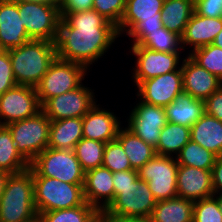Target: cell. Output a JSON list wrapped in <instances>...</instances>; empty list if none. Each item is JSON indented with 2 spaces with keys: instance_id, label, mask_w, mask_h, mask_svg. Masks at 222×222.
Returning a JSON list of instances; mask_svg holds the SVG:
<instances>
[{
  "instance_id": "1",
  "label": "cell",
  "mask_w": 222,
  "mask_h": 222,
  "mask_svg": "<svg viewBox=\"0 0 222 222\" xmlns=\"http://www.w3.org/2000/svg\"><path fill=\"white\" fill-rule=\"evenodd\" d=\"M57 57L86 68L104 55L118 37L117 26L94 9L60 12Z\"/></svg>"
},
{
  "instance_id": "2",
  "label": "cell",
  "mask_w": 222,
  "mask_h": 222,
  "mask_svg": "<svg viewBox=\"0 0 222 222\" xmlns=\"http://www.w3.org/2000/svg\"><path fill=\"white\" fill-rule=\"evenodd\" d=\"M17 85L36 87L57 57L56 45L47 40H30L9 50Z\"/></svg>"
},
{
  "instance_id": "3",
  "label": "cell",
  "mask_w": 222,
  "mask_h": 222,
  "mask_svg": "<svg viewBox=\"0 0 222 222\" xmlns=\"http://www.w3.org/2000/svg\"><path fill=\"white\" fill-rule=\"evenodd\" d=\"M37 218L32 171L10 174L0 198V222H30Z\"/></svg>"
},
{
  "instance_id": "4",
  "label": "cell",
  "mask_w": 222,
  "mask_h": 222,
  "mask_svg": "<svg viewBox=\"0 0 222 222\" xmlns=\"http://www.w3.org/2000/svg\"><path fill=\"white\" fill-rule=\"evenodd\" d=\"M37 213L70 209L85 202L83 184H69L44 176H33Z\"/></svg>"
},
{
  "instance_id": "5",
  "label": "cell",
  "mask_w": 222,
  "mask_h": 222,
  "mask_svg": "<svg viewBox=\"0 0 222 222\" xmlns=\"http://www.w3.org/2000/svg\"><path fill=\"white\" fill-rule=\"evenodd\" d=\"M29 169L33 176L56 178L69 184H84L85 172L74 150L47 147L30 163Z\"/></svg>"
},
{
  "instance_id": "6",
  "label": "cell",
  "mask_w": 222,
  "mask_h": 222,
  "mask_svg": "<svg viewBox=\"0 0 222 222\" xmlns=\"http://www.w3.org/2000/svg\"><path fill=\"white\" fill-rule=\"evenodd\" d=\"M163 3L164 0H126L124 15L117 26L118 34L125 31L134 37V44H138L149 32L162 28Z\"/></svg>"
},
{
  "instance_id": "7",
  "label": "cell",
  "mask_w": 222,
  "mask_h": 222,
  "mask_svg": "<svg viewBox=\"0 0 222 222\" xmlns=\"http://www.w3.org/2000/svg\"><path fill=\"white\" fill-rule=\"evenodd\" d=\"M51 120L41 110L35 116L7 125L17 151L30 164L49 144Z\"/></svg>"
},
{
  "instance_id": "8",
  "label": "cell",
  "mask_w": 222,
  "mask_h": 222,
  "mask_svg": "<svg viewBox=\"0 0 222 222\" xmlns=\"http://www.w3.org/2000/svg\"><path fill=\"white\" fill-rule=\"evenodd\" d=\"M19 16L31 39L56 42L61 13L47 1H17Z\"/></svg>"
},
{
  "instance_id": "9",
  "label": "cell",
  "mask_w": 222,
  "mask_h": 222,
  "mask_svg": "<svg viewBox=\"0 0 222 222\" xmlns=\"http://www.w3.org/2000/svg\"><path fill=\"white\" fill-rule=\"evenodd\" d=\"M156 203L148 182L138 178L133 186L114 187V200L102 213L105 216L150 217Z\"/></svg>"
},
{
  "instance_id": "10",
  "label": "cell",
  "mask_w": 222,
  "mask_h": 222,
  "mask_svg": "<svg viewBox=\"0 0 222 222\" xmlns=\"http://www.w3.org/2000/svg\"><path fill=\"white\" fill-rule=\"evenodd\" d=\"M87 68L79 63L58 57L50 65L47 73L35 87L41 106L52 97L78 88L84 80Z\"/></svg>"
},
{
  "instance_id": "11",
  "label": "cell",
  "mask_w": 222,
  "mask_h": 222,
  "mask_svg": "<svg viewBox=\"0 0 222 222\" xmlns=\"http://www.w3.org/2000/svg\"><path fill=\"white\" fill-rule=\"evenodd\" d=\"M177 171L178 164L173 156L155 155L138 170V177L148 182L158 202L177 197Z\"/></svg>"
},
{
  "instance_id": "12",
  "label": "cell",
  "mask_w": 222,
  "mask_h": 222,
  "mask_svg": "<svg viewBox=\"0 0 222 222\" xmlns=\"http://www.w3.org/2000/svg\"><path fill=\"white\" fill-rule=\"evenodd\" d=\"M42 110L36 88L28 85H16L0 95V125L35 116Z\"/></svg>"
},
{
  "instance_id": "13",
  "label": "cell",
  "mask_w": 222,
  "mask_h": 222,
  "mask_svg": "<svg viewBox=\"0 0 222 222\" xmlns=\"http://www.w3.org/2000/svg\"><path fill=\"white\" fill-rule=\"evenodd\" d=\"M91 89L82 84L71 91L49 98L42 106V111L51 120L82 118L95 104Z\"/></svg>"
},
{
  "instance_id": "14",
  "label": "cell",
  "mask_w": 222,
  "mask_h": 222,
  "mask_svg": "<svg viewBox=\"0 0 222 222\" xmlns=\"http://www.w3.org/2000/svg\"><path fill=\"white\" fill-rule=\"evenodd\" d=\"M130 114L127 128L156 148L161 130L167 124L164 107L141 101Z\"/></svg>"
},
{
  "instance_id": "15",
  "label": "cell",
  "mask_w": 222,
  "mask_h": 222,
  "mask_svg": "<svg viewBox=\"0 0 222 222\" xmlns=\"http://www.w3.org/2000/svg\"><path fill=\"white\" fill-rule=\"evenodd\" d=\"M137 87V95L141 96L142 101L165 107L183 93L181 67L176 71L144 80Z\"/></svg>"
},
{
  "instance_id": "16",
  "label": "cell",
  "mask_w": 222,
  "mask_h": 222,
  "mask_svg": "<svg viewBox=\"0 0 222 222\" xmlns=\"http://www.w3.org/2000/svg\"><path fill=\"white\" fill-rule=\"evenodd\" d=\"M131 49L137 58V68L133 73L136 86L144 80L179 69L177 67L179 65V52H158L144 46H132Z\"/></svg>"
},
{
  "instance_id": "17",
  "label": "cell",
  "mask_w": 222,
  "mask_h": 222,
  "mask_svg": "<svg viewBox=\"0 0 222 222\" xmlns=\"http://www.w3.org/2000/svg\"><path fill=\"white\" fill-rule=\"evenodd\" d=\"M177 196L192 202L215 195L212 187V170L178 165Z\"/></svg>"
},
{
  "instance_id": "18",
  "label": "cell",
  "mask_w": 222,
  "mask_h": 222,
  "mask_svg": "<svg viewBox=\"0 0 222 222\" xmlns=\"http://www.w3.org/2000/svg\"><path fill=\"white\" fill-rule=\"evenodd\" d=\"M181 70L183 92L193 98L205 101L222 86V80L201 67L190 56L183 60Z\"/></svg>"
},
{
  "instance_id": "19",
  "label": "cell",
  "mask_w": 222,
  "mask_h": 222,
  "mask_svg": "<svg viewBox=\"0 0 222 222\" xmlns=\"http://www.w3.org/2000/svg\"><path fill=\"white\" fill-rule=\"evenodd\" d=\"M113 173L103 166L85 172L83 194L85 201L99 212L114 200ZM103 201L100 204V201Z\"/></svg>"
},
{
  "instance_id": "20",
  "label": "cell",
  "mask_w": 222,
  "mask_h": 222,
  "mask_svg": "<svg viewBox=\"0 0 222 222\" xmlns=\"http://www.w3.org/2000/svg\"><path fill=\"white\" fill-rule=\"evenodd\" d=\"M32 40L19 16L16 0L0 3V50H10Z\"/></svg>"
},
{
  "instance_id": "21",
  "label": "cell",
  "mask_w": 222,
  "mask_h": 222,
  "mask_svg": "<svg viewBox=\"0 0 222 222\" xmlns=\"http://www.w3.org/2000/svg\"><path fill=\"white\" fill-rule=\"evenodd\" d=\"M94 105L83 117V138L108 143L116 140L120 130V121L107 110Z\"/></svg>"
},
{
  "instance_id": "22",
  "label": "cell",
  "mask_w": 222,
  "mask_h": 222,
  "mask_svg": "<svg viewBox=\"0 0 222 222\" xmlns=\"http://www.w3.org/2000/svg\"><path fill=\"white\" fill-rule=\"evenodd\" d=\"M222 30V18H209L193 12L181 37V45H191L193 50L210 45Z\"/></svg>"
},
{
  "instance_id": "23",
  "label": "cell",
  "mask_w": 222,
  "mask_h": 222,
  "mask_svg": "<svg viewBox=\"0 0 222 222\" xmlns=\"http://www.w3.org/2000/svg\"><path fill=\"white\" fill-rule=\"evenodd\" d=\"M164 109L167 122L190 128L205 114V103L183 92Z\"/></svg>"
},
{
  "instance_id": "24",
  "label": "cell",
  "mask_w": 222,
  "mask_h": 222,
  "mask_svg": "<svg viewBox=\"0 0 222 222\" xmlns=\"http://www.w3.org/2000/svg\"><path fill=\"white\" fill-rule=\"evenodd\" d=\"M190 139L201 147L222 156V122L204 114L190 127Z\"/></svg>"
},
{
  "instance_id": "25",
  "label": "cell",
  "mask_w": 222,
  "mask_h": 222,
  "mask_svg": "<svg viewBox=\"0 0 222 222\" xmlns=\"http://www.w3.org/2000/svg\"><path fill=\"white\" fill-rule=\"evenodd\" d=\"M82 118L51 121L48 148L74 150L83 138Z\"/></svg>"
},
{
  "instance_id": "26",
  "label": "cell",
  "mask_w": 222,
  "mask_h": 222,
  "mask_svg": "<svg viewBox=\"0 0 222 222\" xmlns=\"http://www.w3.org/2000/svg\"><path fill=\"white\" fill-rule=\"evenodd\" d=\"M194 202L174 197L158 201L151 214L152 222H193Z\"/></svg>"
},
{
  "instance_id": "27",
  "label": "cell",
  "mask_w": 222,
  "mask_h": 222,
  "mask_svg": "<svg viewBox=\"0 0 222 222\" xmlns=\"http://www.w3.org/2000/svg\"><path fill=\"white\" fill-rule=\"evenodd\" d=\"M194 12V0H164L161 10L163 26L182 37Z\"/></svg>"
},
{
  "instance_id": "28",
  "label": "cell",
  "mask_w": 222,
  "mask_h": 222,
  "mask_svg": "<svg viewBox=\"0 0 222 222\" xmlns=\"http://www.w3.org/2000/svg\"><path fill=\"white\" fill-rule=\"evenodd\" d=\"M116 140L122 145L134 170L138 171L156 155L154 147L136 136L128 128L124 130L120 128Z\"/></svg>"
},
{
  "instance_id": "29",
  "label": "cell",
  "mask_w": 222,
  "mask_h": 222,
  "mask_svg": "<svg viewBox=\"0 0 222 222\" xmlns=\"http://www.w3.org/2000/svg\"><path fill=\"white\" fill-rule=\"evenodd\" d=\"M29 168L30 164L17 151L9 128L0 125V170L16 174Z\"/></svg>"
},
{
  "instance_id": "30",
  "label": "cell",
  "mask_w": 222,
  "mask_h": 222,
  "mask_svg": "<svg viewBox=\"0 0 222 222\" xmlns=\"http://www.w3.org/2000/svg\"><path fill=\"white\" fill-rule=\"evenodd\" d=\"M189 141V127L167 122L161 130L160 138L155 148L156 155L171 157L172 153H177V156Z\"/></svg>"
},
{
  "instance_id": "31",
  "label": "cell",
  "mask_w": 222,
  "mask_h": 222,
  "mask_svg": "<svg viewBox=\"0 0 222 222\" xmlns=\"http://www.w3.org/2000/svg\"><path fill=\"white\" fill-rule=\"evenodd\" d=\"M100 212L86 201L77 207L38 214L40 222H91Z\"/></svg>"
},
{
  "instance_id": "32",
  "label": "cell",
  "mask_w": 222,
  "mask_h": 222,
  "mask_svg": "<svg viewBox=\"0 0 222 222\" xmlns=\"http://www.w3.org/2000/svg\"><path fill=\"white\" fill-rule=\"evenodd\" d=\"M217 156L198 143L190 141L181 149L176 156L178 165L192 166L204 170H212Z\"/></svg>"
},
{
  "instance_id": "33",
  "label": "cell",
  "mask_w": 222,
  "mask_h": 222,
  "mask_svg": "<svg viewBox=\"0 0 222 222\" xmlns=\"http://www.w3.org/2000/svg\"><path fill=\"white\" fill-rule=\"evenodd\" d=\"M179 44H181V37L163 26L155 32H149L138 44L132 46H144L153 51L170 53L179 52L178 49L185 48Z\"/></svg>"
},
{
  "instance_id": "34",
  "label": "cell",
  "mask_w": 222,
  "mask_h": 222,
  "mask_svg": "<svg viewBox=\"0 0 222 222\" xmlns=\"http://www.w3.org/2000/svg\"><path fill=\"white\" fill-rule=\"evenodd\" d=\"M105 145L87 138H82L75 145L74 152L84 172L102 166Z\"/></svg>"
},
{
  "instance_id": "35",
  "label": "cell",
  "mask_w": 222,
  "mask_h": 222,
  "mask_svg": "<svg viewBox=\"0 0 222 222\" xmlns=\"http://www.w3.org/2000/svg\"><path fill=\"white\" fill-rule=\"evenodd\" d=\"M189 56L201 67L222 80V48L214 44L192 50Z\"/></svg>"
},
{
  "instance_id": "36",
  "label": "cell",
  "mask_w": 222,
  "mask_h": 222,
  "mask_svg": "<svg viewBox=\"0 0 222 222\" xmlns=\"http://www.w3.org/2000/svg\"><path fill=\"white\" fill-rule=\"evenodd\" d=\"M102 166L108 168L112 173L132 170L130 160L117 140L106 143Z\"/></svg>"
},
{
  "instance_id": "37",
  "label": "cell",
  "mask_w": 222,
  "mask_h": 222,
  "mask_svg": "<svg viewBox=\"0 0 222 222\" xmlns=\"http://www.w3.org/2000/svg\"><path fill=\"white\" fill-rule=\"evenodd\" d=\"M214 196L194 202L193 222H222V214Z\"/></svg>"
},
{
  "instance_id": "38",
  "label": "cell",
  "mask_w": 222,
  "mask_h": 222,
  "mask_svg": "<svg viewBox=\"0 0 222 222\" xmlns=\"http://www.w3.org/2000/svg\"><path fill=\"white\" fill-rule=\"evenodd\" d=\"M125 3L126 0H93L92 9L118 26L125 12Z\"/></svg>"
},
{
  "instance_id": "39",
  "label": "cell",
  "mask_w": 222,
  "mask_h": 222,
  "mask_svg": "<svg viewBox=\"0 0 222 222\" xmlns=\"http://www.w3.org/2000/svg\"><path fill=\"white\" fill-rule=\"evenodd\" d=\"M16 85L9 50H0V95Z\"/></svg>"
},
{
  "instance_id": "40",
  "label": "cell",
  "mask_w": 222,
  "mask_h": 222,
  "mask_svg": "<svg viewBox=\"0 0 222 222\" xmlns=\"http://www.w3.org/2000/svg\"><path fill=\"white\" fill-rule=\"evenodd\" d=\"M194 12L209 18H222V0H194Z\"/></svg>"
},
{
  "instance_id": "41",
  "label": "cell",
  "mask_w": 222,
  "mask_h": 222,
  "mask_svg": "<svg viewBox=\"0 0 222 222\" xmlns=\"http://www.w3.org/2000/svg\"><path fill=\"white\" fill-rule=\"evenodd\" d=\"M205 113L222 122V86L205 101Z\"/></svg>"
},
{
  "instance_id": "42",
  "label": "cell",
  "mask_w": 222,
  "mask_h": 222,
  "mask_svg": "<svg viewBox=\"0 0 222 222\" xmlns=\"http://www.w3.org/2000/svg\"><path fill=\"white\" fill-rule=\"evenodd\" d=\"M138 178V171L132 169L127 171L113 172L112 181L114 187H126L133 186V182H135Z\"/></svg>"
},
{
  "instance_id": "43",
  "label": "cell",
  "mask_w": 222,
  "mask_h": 222,
  "mask_svg": "<svg viewBox=\"0 0 222 222\" xmlns=\"http://www.w3.org/2000/svg\"><path fill=\"white\" fill-rule=\"evenodd\" d=\"M93 0H64L60 12L87 11L92 9Z\"/></svg>"
},
{
  "instance_id": "44",
  "label": "cell",
  "mask_w": 222,
  "mask_h": 222,
  "mask_svg": "<svg viewBox=\"0 0 222 222\" xmlns=\"http://www.w3.org/2000/svg\"><path fill=\"white\" fill-rule=\"evenodd\" d=\"M212 187L214 193H222V156L217 157L212 168Z\"/></svg>"
},
{
  "instance_id": "45",
  "label": "cell",
  "mask_w": 222,
  "mask_h": 222,
  "mask_svg": "<svg viewBox=\"0 0 222 222\" xmlns=\"http://www.w3.org/2000/svg\"><path fill=\"white\" fill-rule=\"evenodd\" d=\"M106 222H152L151 217L136 216V217H119L105 216Z\"/></svg>"
},
{
  "instance_id": "46",
  "label": "cell",
  "mask_w": 222,
  "mask_h": 222,
  "mask_svg": "<svg viewBox=\"0 0 222 222\" xmlns=\"http://www.w3.org/2000/svg\"><path fill=\"white\" fill-rule=\"evenodd\" d=\"M9 175L10 173L0 170V198L3 195L5 184L7 182Z\"/></svg>"
},
{
  "instance_id": "47",
  "label": "cell",
  "mask_w": 222,
  "mask_h": 222,
  "mask_svg": "<svg viewBox=\"0 0 222 222\" xmlns=\"http://www.w3.org/2000/svg\"><path fill=\"white\" fill-rule=\"evenodd\" d=\"M212 44L222 48V30L218 33Z\"/></svg>"
},
{
  "instance_id": "48",
  "label": "cell",
  "mask_w": 222,
  "mask_h": 222,
  "mask_svg": "<svg viewBox=\"0 0 222 222\" xmlns=\"http://www.w3.org/2000/svg\"><path fill=\"white\" fill-rule=\"evenodd\" d=\"M91 222H106L105 215L100 212Z\"/></svg>"
},
{
  "instance_id": "49",
  "label": "cell",
  "mask_w": 222,
  "mask_h": 222,
  "mask_svg": "<svg viewBox=\"0 0 222 222\" xmlns=\"http://www.w3.org/2000/svg\"><path fill=\"white\" fill-rule=\"evenodd\" d=\"M217 200L220 212L222 214V193H219V196L217 195V197L215 198Z\"/></svg>"
},
{
  "instance_id": "50",
  "label": "cell",
  "mask_w": 222,
  "mask_h": 222,
  "mask_svg": "<svg viewBox=\"0 0 222 222\" xmlns=\"http://www.w3.org/2000/svg\"><path fill=\"white\" fill-rule=\"evenodd\" d=\"M46 1L58 7H60L64 3V0H46Z\"/></svg>"
},
{
  "instance_id": "51",
  "label": "cell",
  "mask_w": 222,
  "mask_h": 222,
  "mask_svg": "<svg viewBox=\"0 0 222 222\" xmlns=\"http://www.w3.org/2000/svg\"><path fill=\"white\" fill-rule=\"evenodd\" d=\"M17 1H46V0H17Z\"/></svg>"
},
{
  "instance_id": "52",
  "label": "cell",
  "mask_w": 222,
  "mask_h": 222,
  "mask_svg": "<svg viewBox=\"0 0 222 222\" xmlns=\"http://www.w3.org/2000/svg\"><path fill=\"white\" fill-rule=\"evenodd\" d=\"M30 222H40V221H39V218H37L36 220L30 221Z\"/></svg>"
}]
</instances>
